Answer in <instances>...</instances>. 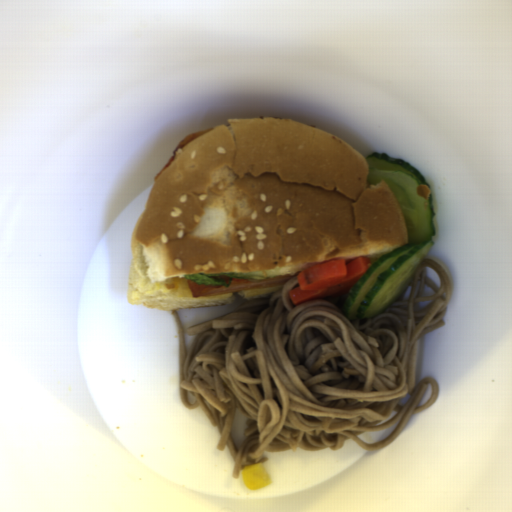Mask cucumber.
Returning <instances> with one entry per match:
<instances>
[{"mask_svg":"<svg viewBox=\"0 0 512 512\" xmlns=\"http://www.w3.org/2000/svg\"><path fill=\"white\" fill-rule=\"evenodd\" d=\"M367 187L381 182L394 193L404 217L409 242L369 265L347 294L342 312L345 318L361 321L381 315L394 306L433 247L436 218L432 199L417 194L429 184L423 174L405 159L384 152L366 156Z\"/></svg>","mask_w":512,"mask_h":512,"instance_id":"8b760119","label":"cucumber"}]
</instances>
